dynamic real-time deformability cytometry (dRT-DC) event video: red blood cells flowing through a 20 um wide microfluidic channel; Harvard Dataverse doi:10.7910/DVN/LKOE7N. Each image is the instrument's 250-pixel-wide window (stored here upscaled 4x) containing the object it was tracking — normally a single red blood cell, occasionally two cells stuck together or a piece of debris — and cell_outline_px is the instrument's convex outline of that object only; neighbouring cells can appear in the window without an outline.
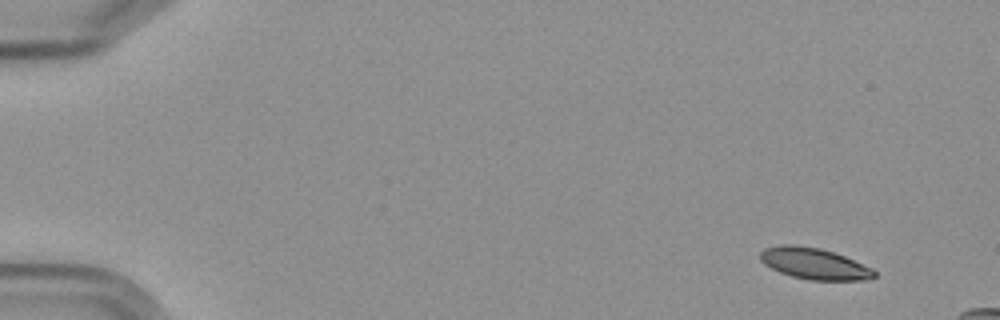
{"species": "Egyptian fruit bat (a non-hibernating species)", "species_latin": "Rousettus aegyptiacus", "temperature_condition": "cold", "stored_images_in_passage": 7, "camera_frame_rate_fps": 3000, "um_per_image_px": 0.085, "frame": {"image": 1, "passage_image": 1, "time_ms": 0.0, "image_size_px": [1000, 320], "cell_outline_px": [[876, 276], [864, 280], [808, 280], [792, 276], [780, 272], [764, 264], [760, 260], [760, 252], [764, 248], [780, 244], [792, 244], [820, 248], [844, 256], [872, 268], [876, 272]], "centroid_in_image_um": [69.18, 22.4], "position_along_channel_um": 15.8, "area_um2": 20.75}}
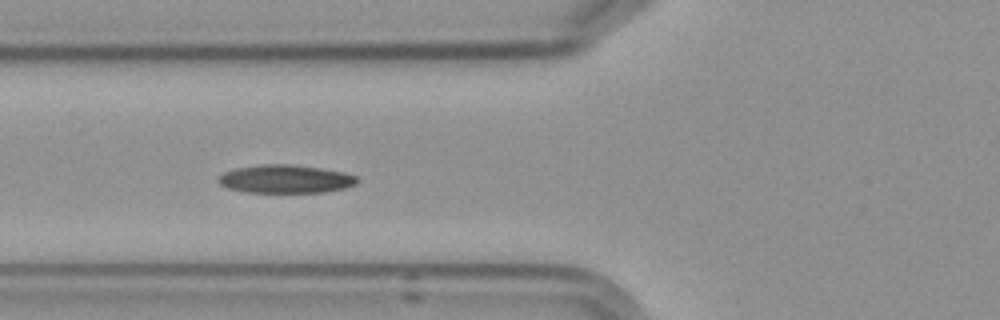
{"frame": {"image": 2, "passage_image": 6, "time_ms": 6.0, "image_size_px": [1000, 320], "cell_outline_px": [[360, 180], [356, 184], [344, 188], [324, 192], [244, 192], [228, 188], [220, 184], [216, 180], [216, 176], [224, 172], [236, 168], [260, 164], [292, 164], [320, 168], [344, 172], [356, 176]], "centroid_in_image_um": [24.24, 15.21], "position_along_channel_um": 101.6, "area_um2": 23.0}}